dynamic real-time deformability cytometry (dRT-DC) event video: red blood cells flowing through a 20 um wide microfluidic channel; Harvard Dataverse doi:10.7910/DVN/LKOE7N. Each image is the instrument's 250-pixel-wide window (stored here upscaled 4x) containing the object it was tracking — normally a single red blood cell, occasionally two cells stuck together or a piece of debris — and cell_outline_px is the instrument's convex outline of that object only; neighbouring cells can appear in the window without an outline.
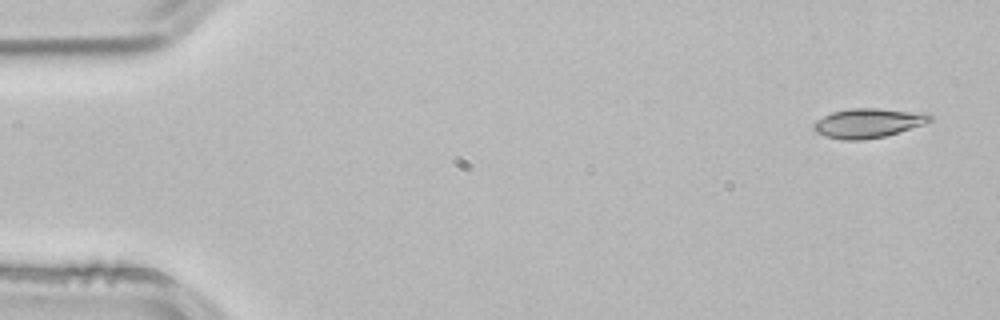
{"species": "common noctule bat (a hibernating species)", "species_latin": "Nyctalus noctula", "temperature_condition": "room temperature", "stored_images_in_passage": 4, "segment_of_instrument_passage": [2, 2], "camera_frame_rate_fps": 3000, "um_per_image_px": 0.085, "animal": {"sex": "male", "body_mass_g": 21.5, "forearm_length_mm": 52.0}, "frame": {"image": 1, "passage_image": 4, "time_ms": 1.0, "image_size_px": [1000, 320], "cell_outline_px": [[932, 120], [924, 124], [884, 136], [864, 140], [840, 140], [824, 136], [816, 132], [812, 128], [812, 124], [816, 120], [832, 112], [852, 108], [880, 108], [912, 112], [932, 116]], "centroid_in_image_um": [73.7, 10.47], "position_along_channel_um": 11.3, "area_um2": 19.71}}